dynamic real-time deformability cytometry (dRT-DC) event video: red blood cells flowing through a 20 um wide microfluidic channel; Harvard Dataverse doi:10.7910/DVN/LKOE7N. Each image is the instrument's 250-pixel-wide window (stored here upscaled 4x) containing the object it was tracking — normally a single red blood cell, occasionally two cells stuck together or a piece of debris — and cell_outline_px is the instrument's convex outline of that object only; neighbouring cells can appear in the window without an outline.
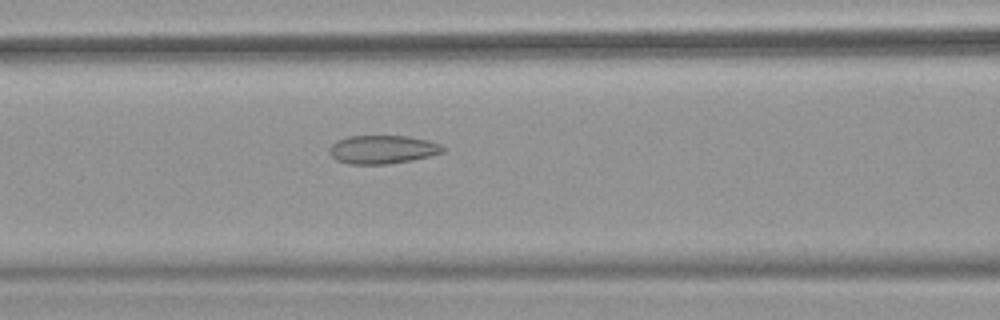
{"species": "common noctule bat (a hibernating species)", "species_latin": "Nyctalus noctula", "temperature_condition": "warm", "stored_images_in_passage": 51, "camera_frame_rate_fps": 3000, "um_per_image_px": 0.085, "animal": {"sex": "female", "body_mass_g": 18.4}, "frame": {"image": 1, "passage_image": 22, "time_ms": 7.0, "image_size_px": [1000, 320], "cell_outline_px": [[448, 148], [444, 152], [412, 160], [388, 164], [348, 164], [336, 160], [328, 152], [328, 148], [336, 140], [348, 136], [408, 136], [428, 140], [440, 144]], "centroid_in_image_um": [32.51, 12.7], "position_along_channel_um": 134.1, "area_um2": 19.02}, "authors_computed_cell_mechanics": {"area_um2": 21.675, "velocity_mm_per_s": 4.0059, "shape_relaxation_time_tau1_ms": null, "shape_relaxation_time_tau2_ms": 2.0244, "deformation_change_tau1": null, "deformation_change_tau2": 0.0769}}